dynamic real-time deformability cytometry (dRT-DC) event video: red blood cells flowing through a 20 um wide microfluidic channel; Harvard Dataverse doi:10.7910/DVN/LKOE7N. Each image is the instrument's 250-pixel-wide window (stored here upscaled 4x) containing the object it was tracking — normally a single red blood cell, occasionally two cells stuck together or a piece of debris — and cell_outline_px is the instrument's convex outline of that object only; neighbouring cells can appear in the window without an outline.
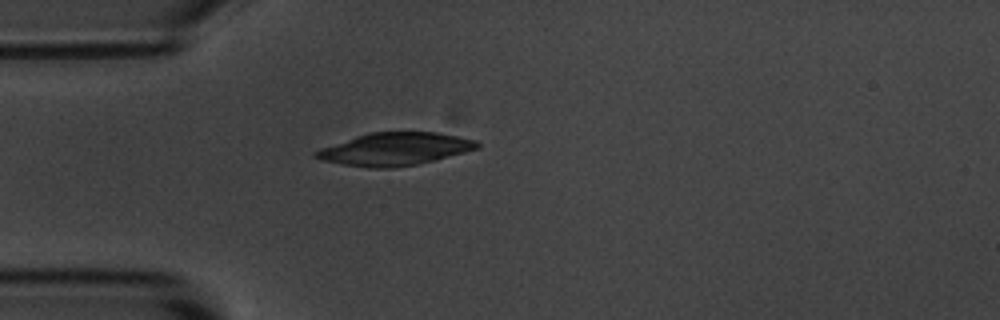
{"species": "common noctule bat (a hibernating species)", "species_latin": "Nyctalus noctula", "temperature_condition": "room temperature", "stored_images_in_passage": 2, "camera_frame_rate_fps": 3000, "um_per_image_px": 0.085, "animal": {"sex": "male", "body_mass_g": 20.1, "forearm_length_mm": 53.5}, "frame": {"image": 1, "passage_image": 2, "time_ms": 1.333, "image_size_px": [1000, 320], "cell_outline_px": [[480, 148], [416, 164], [392, 168], [368, 168], [320, 160], [312, 156], [312, 152], [320, 148], [368, 132], [436, 132], [476, 140], [480, 144]], "centroid_in_image_um": [33.51, 12.67], "position_along_channel_um": 51.5, "area_um2": 30.58}}